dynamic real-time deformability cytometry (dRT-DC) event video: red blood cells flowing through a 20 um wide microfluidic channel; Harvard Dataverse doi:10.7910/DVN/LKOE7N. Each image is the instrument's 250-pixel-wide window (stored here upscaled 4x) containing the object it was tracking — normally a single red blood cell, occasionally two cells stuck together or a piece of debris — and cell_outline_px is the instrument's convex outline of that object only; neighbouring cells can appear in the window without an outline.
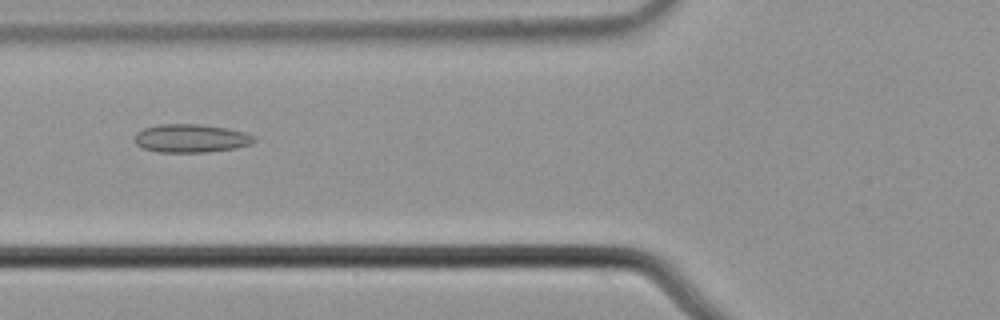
{"species": "common noctule bat (a hibernating species)", "species_latin": "Nyctalus noctula", "temperature_condition": "cold", "stored_images_in_passage": 7, "camera_frame_rate_fps": 3000, "um_per_image_px": 0.085, "animal": {"sex": "male", "body_mass_g": 21.5, "forearm_length_mm": 52.0}, "frame": {"image": 1, "passage_image": 6, "time_ms": 1.667, "image_size_px": [1000, 320], "cell_outline_px": [[256, 140], [252, 144], [236, 148], [208, 152], [160, 152], [144, 148], [136, 144], [136, 132], [144, 128], [156, 124], [200, 124], [228, 128], [244, 132], [252, 136]], "centroid_in_image_um": [16.25, 11.75], "position_along_channel_um": 109.6, "area_um2": 19.71}}
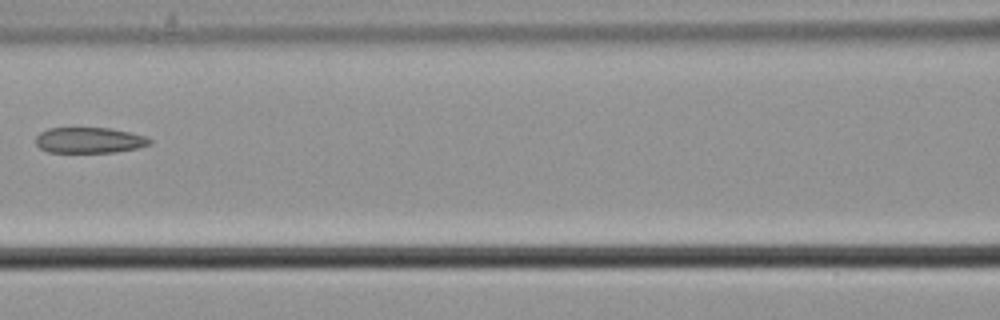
{"frame": {"image": 2, "passage_image": 7, "time_ms": 2.0, "image_size_px": [1000, 320], "cell_outline_px": [[152, 144], [136, 148], [112, 152], [48, 152], [40, 148], [36, 144], [36, 136], [40, 132], [48, 128], [108, 128], [128, 132], [144, 136], [152, 140]], "centroid_in_image_um": [7.56, 11.92], "position_along_channel_um": 159.0, "area_um2": 16.94}}